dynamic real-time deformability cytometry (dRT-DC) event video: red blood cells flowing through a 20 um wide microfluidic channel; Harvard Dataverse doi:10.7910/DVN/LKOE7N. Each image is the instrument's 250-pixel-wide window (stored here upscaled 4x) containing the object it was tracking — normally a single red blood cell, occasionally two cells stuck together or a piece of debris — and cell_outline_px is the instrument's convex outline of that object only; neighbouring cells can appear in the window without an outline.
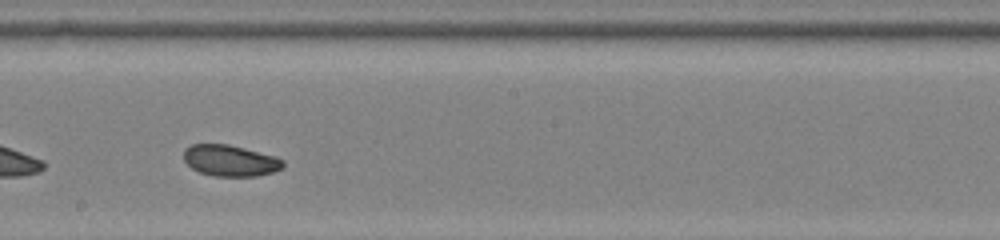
{"species": "common noctule bat (a hibernating species)", "species_latin": "Nyctalus noctula", "temperature_condition": "room temperature", "stored_images_in_passage": 37, "camera_frame_rate_fps": 3000, "um_per_image_px": 0.085, "animal": {"sex": "female", "body_mass_g": 22.0, "forearm_length_mm": 56.7}, "frame": {"image": 1, "passage_image": 16, "time_ms": 5.0, "image_size_px": [1000, 240], "cell_outline_px": [[284, 168], [272, 172], [256, 176], [212, 176], [200, 172], [192, 168], [184, 160], [184, 148], [192, 144], [228, 144], [276, 156], [284, 160]], "centroid_in_image_um": [19.58, 13.65], "position_along_channel_um": 228.6, "area_um2": 18.15}, "authors_computed_cell_mechanics": {"area_um2": 18.496, "velocity_mm_per_s": 3.8626, "shape_relaxation_time_tau1_ms": 3.2552, "shape_relaxation_time_tau2_ms": 3.7175, "deformation_change_tau1": 0.0929, "deformation_change_tau2": 0.0656}}